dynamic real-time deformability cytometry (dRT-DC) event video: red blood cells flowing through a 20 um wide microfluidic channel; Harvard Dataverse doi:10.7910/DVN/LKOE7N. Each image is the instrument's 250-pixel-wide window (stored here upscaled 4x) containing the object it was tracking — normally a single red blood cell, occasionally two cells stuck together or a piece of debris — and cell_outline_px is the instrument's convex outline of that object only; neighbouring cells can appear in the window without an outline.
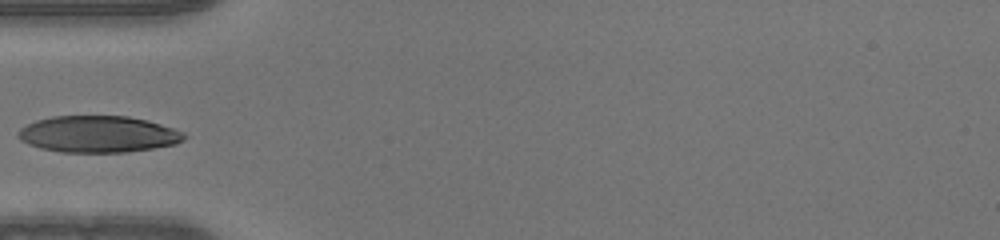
{"species": "human", "species_latin": "Homo sapiens", "temperature_condition": "warm", "stored_images_in_passage": 35, "camera_frame_rate_fps": 3000, "um_per_image_px": 0.085, "donor": {"sex": "male"}, "frame": {"image": 1, "passage_image": 1, "time_ms": 0.0, "image_size_px": [1000, 240], "cell_outline_px": [[188, 136], [184, 140], [176, 144], [152, 148], [124, 152], [60, 152], [40, 148], [28, 144], [20, 140], [16, 136], [16, 132], [20, 128], [36, 120], [52, 116], [128, 116], [148, 120], [184, 132]], "centroid_in_image_um": [8.33, 11.4], "position_along_channel_um": 76.7, "area_um2": 35.55}}
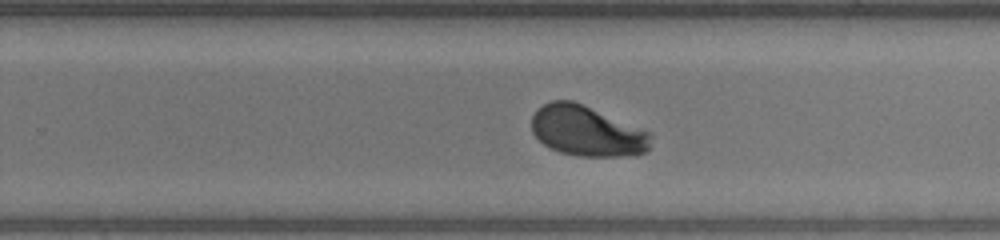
{"frame": {"image": 2, "passage_image": 16, "time_ms": 5.0, "image_size_px": [1000, 240], "cell_outline_px": [[652, 136], [648, 152], [636, 156], [576, 156], [560, 152], [544, 144], [532, 132], [532, 116], [536, 108], [552, 100], [572, 100], [652, 132]], "centroid_in_image_um": [49.92, 11.15], "position_along_channel_um": 279.9, "area_um2": 35.26}}
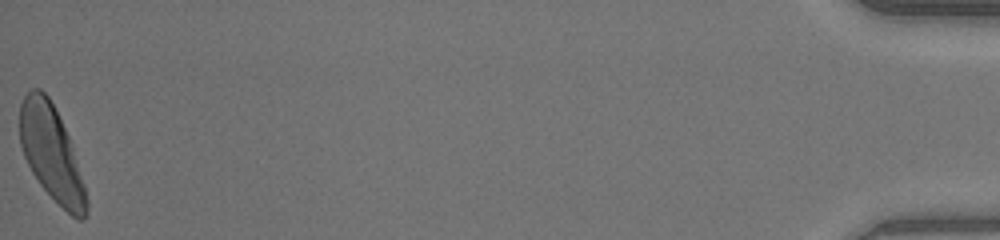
{"frame": {"image": 3, "passage_image": 35, "time_ms": 11.333, "image_size_px": [1000, 240], "cell_outline_px": [[88, 212], [80, 220], [72, 216], [40, 184], [32, 172], [24, 156], [20, 144], [20, 104], [24, 96], [32, 88], [40, 88], [48, 96], [68, 136], [84, 184], [88, 200]], "centroid_in_image_um": [4.36, 13.01], "position_along_channel_um": 430.8, "area_um2": 36.01}}